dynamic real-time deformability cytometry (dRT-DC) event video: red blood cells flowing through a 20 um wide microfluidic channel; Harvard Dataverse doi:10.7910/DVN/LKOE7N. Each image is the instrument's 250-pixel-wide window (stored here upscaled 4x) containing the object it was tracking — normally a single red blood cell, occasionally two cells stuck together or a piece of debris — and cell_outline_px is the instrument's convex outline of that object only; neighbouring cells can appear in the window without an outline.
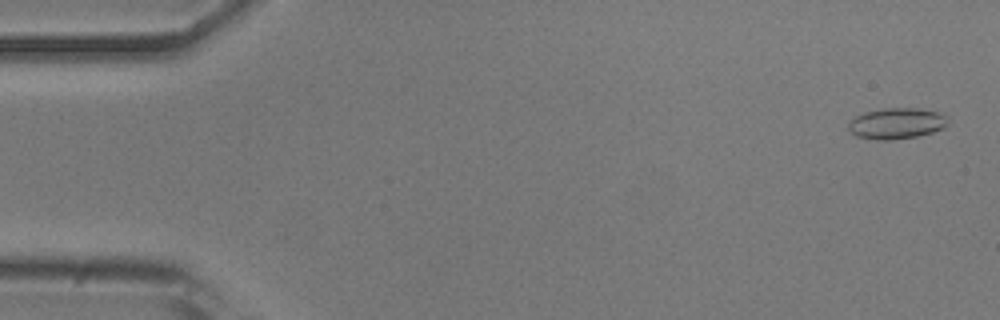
{"species": "common noctule bat (a hibernating species)", "species_latin": "Nyctalus noctula", "temperature_condition": "room temperature", "stored_images_in_passage": 11, "camera_frame_rate_fps": 3000, "um_per_image_px": 0.085, "animal": {"sex": "male", "body_mass_g": 20.5, "forearm_length_mm": 52.5}, "frame": {"image": 1, "passage_image": 2, "time_ms": 0.333, "image_size_px": [1000, 320], "cell_outline_px": [[948, 124], [944, 128], [932, 132], [916, 136], [892, 140], [876, 140], [856, 136], [848, 128], [848, 124], [856, 116], [864, 112], [884, 108], [920, 108], [936, 112], [948, 116]], "centroid_in_image_um": [76.23, 10.49], "position_along_channel_um": 8.8, "area_um2": 17.98}}